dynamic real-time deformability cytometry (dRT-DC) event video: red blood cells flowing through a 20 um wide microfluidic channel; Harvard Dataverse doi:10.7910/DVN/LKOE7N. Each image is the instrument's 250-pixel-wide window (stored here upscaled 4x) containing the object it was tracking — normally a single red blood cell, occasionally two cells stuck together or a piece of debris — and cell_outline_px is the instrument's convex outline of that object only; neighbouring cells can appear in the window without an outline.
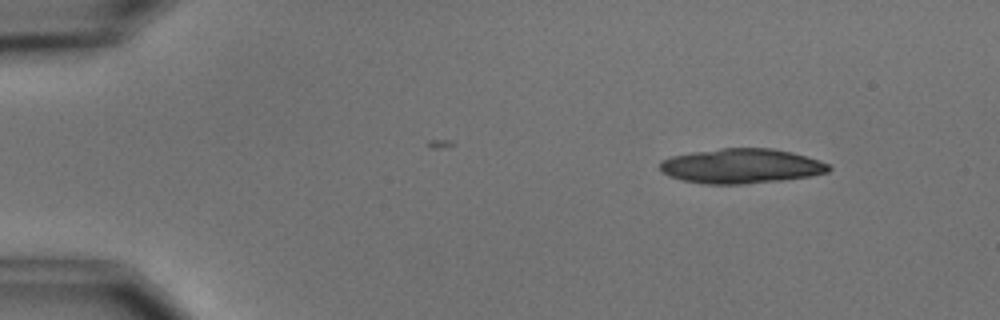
{"species": "common noctule bat (a hibernating species)", "species_latin": "Nyctalus noctula", "temperature_condition": "cold", "stored_images_in_passage": 3, "camera_frame_rate_fps": 3000, "um_per_image_px": 0.085, "animal": {"sex": "male", "body_mass_g": 15.6}, "frame": {"image": 1, "passage_image": 1, "time_ms": 0.0, "image_size_px": [1000, 320], "cell_outline_px": [[832, 168], [828, 172], [812, 176], [780, 180], [744, 184], [704, 184], [680, 180], [668, 176], [660, 172], [660, 160], [672, 156], [692, 152], [720, 148], [772, 148], [792, 152], [828, 164]], "centroid_in_image_um": [62.95, 14.12], "position_along_channel_um": 22.0, "area_um2": 34.28}}